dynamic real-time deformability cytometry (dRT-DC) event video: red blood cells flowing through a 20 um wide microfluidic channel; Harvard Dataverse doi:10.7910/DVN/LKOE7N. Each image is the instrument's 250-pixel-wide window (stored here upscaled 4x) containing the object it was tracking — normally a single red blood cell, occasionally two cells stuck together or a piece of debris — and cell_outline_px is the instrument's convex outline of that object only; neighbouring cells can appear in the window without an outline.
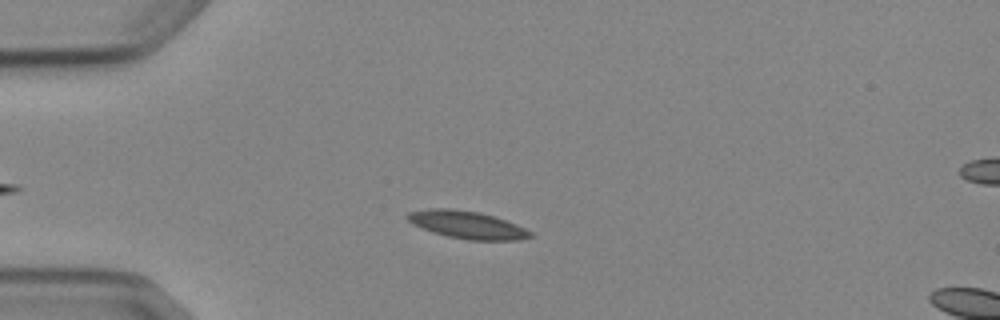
{"species": "Egyptian fruit bat (a non-hibernating species)", "species_latin": "Rousettus aegyptiacus", "temperature_condition": "cold", "stored_images_in_passage": 8, "camera_frame_rate_fps": 3000, "um_per_image_px": 0.085, "animal": {"sex": "female"}, "frame": {"image": 1, "passage_image": 4, "time_ms": 3.667, "image_size_px": [1000, 320], "cell_outline_px": [[536, 236], [520, 240], [468, 240], [448, 236], [432, 232], [412, 224], [404, 216], [408, 212], [428, 208], [452, 208], [480, 212], [516, 224], [532, 232]], "centroid_in_image_um": [39.69, 19.1], "position_along_channel_um": 45.3, "area_um2": 19.88}}
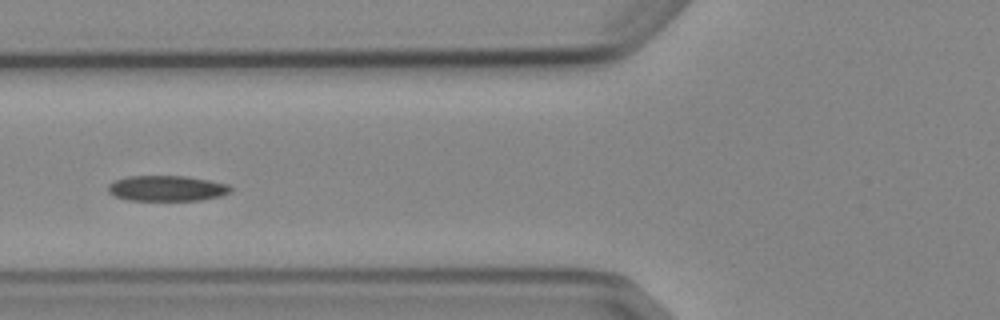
{"frame": {"image": 2, "passage_image": 6, "time_ms": 6.0, "image_size_px": [1000, 320], "cell_outline_px": [[232, 192], [220, 196], [200, 200], [128, 200], [116, 196], [108, 192], [108, 184], [112, 180], [128, 176], [188, 176], [228, 184], [232, 188]], "centroid_in_image_um": [14.17, 16.0], "position_along_channel_um": 111.6, "area_um2": 18.32}}